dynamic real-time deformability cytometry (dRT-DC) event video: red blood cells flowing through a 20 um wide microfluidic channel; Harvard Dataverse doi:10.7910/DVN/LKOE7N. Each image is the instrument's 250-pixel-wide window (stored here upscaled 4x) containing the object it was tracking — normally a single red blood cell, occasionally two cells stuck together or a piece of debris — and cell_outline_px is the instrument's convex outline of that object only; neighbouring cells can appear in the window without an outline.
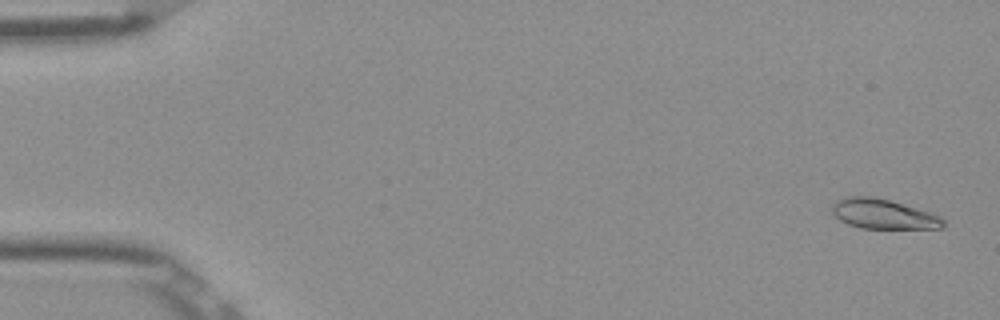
{"species": "Egyptian fruit bat (a non-hibernating species)", "species_latin": "Rousettus aegyptiacus", "temperature_condition": "room temperature", "stored_images_in_passage": 52, "camera_frame_rate_fps": 3000, "um_per_image_px": 0.085, "frame": {"image": 1, "passage_image": 2, "time_ms": 0.333, "image_size_px": [1000, 320], "cell_outline_px": [[944, 228], [860, 228], [848, 224], [840, 220], [832, 212], [832, 204], [836, 200], [848, 196], [872, 196], [888, 200], [916, 208], [940, 216], [944, 220]], "centroid_in_image_um": [75.05, 18.19], "position_along_channel_um": 10.0, "area_um2": 19.07}}
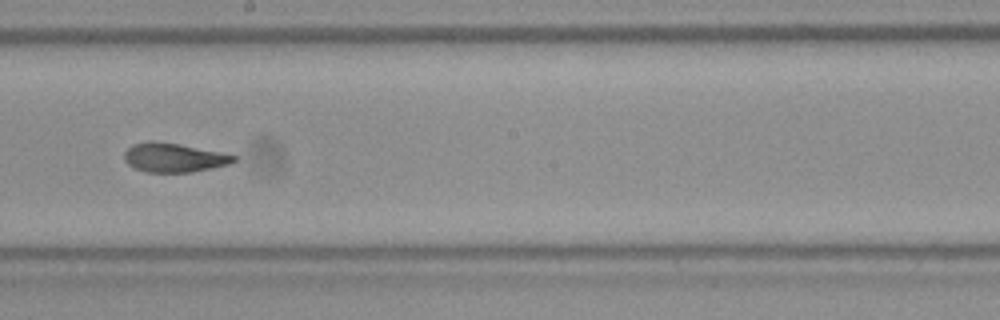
{"frame": {"image": 2, "passage_image": 30, "time_ms": 9.667, "image_size_px": [1000, 320], "cell_outline_px": [[236, 160], [228, 164], [192, 172], [148, 172], [136, 168], [128, 164], [124, 160], [124, 152], [132, 144], [148, 140], [156, 140], [180, 144], [220, 152], [236, 156]], "centroid_in_image_um": [14.73, 13.37], "position_along_channel_um": 233.5, "area_um2": 18.5}}
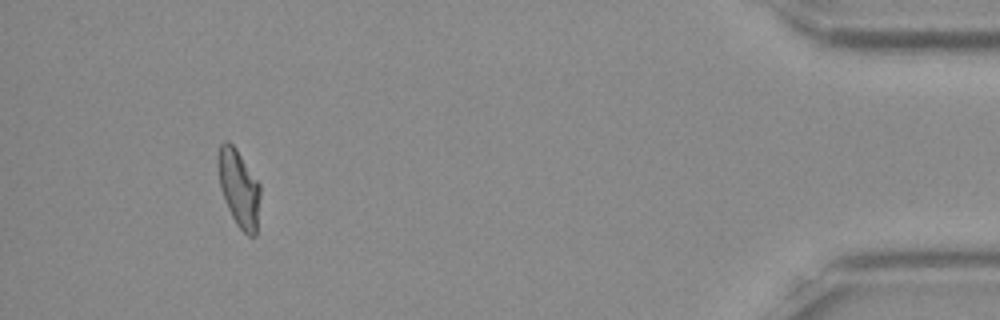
{"frame": {"image": 3, "passage_image": 49, "time_ms": 16.0, "image_size_px": [1000, 320], "cell_outline_px": [[260, 196], [256, 236], [248, 236], [236, 224], [224, 200], [220, 188], [216, 168], [216, 156], [220, 144], [224, 140], [228, 140], [236, 148], [260, 184]], "centroid_in_image_um": [20.27, 15.95], "position_along_channel_um": 414.9, "area_um2": 19.36}, "authors_computed_cell_mechanics": {"area_um2": 19.2185, "velocity_mm_per_s": 3.9013, "shape_relaxation_time_tau1_ms": 5.593, "shape_relaxation_time_tau2_ms": 1.4106, "deformation_change_tau1": 0.1899, "deformation_change_tau2": 0.073}}